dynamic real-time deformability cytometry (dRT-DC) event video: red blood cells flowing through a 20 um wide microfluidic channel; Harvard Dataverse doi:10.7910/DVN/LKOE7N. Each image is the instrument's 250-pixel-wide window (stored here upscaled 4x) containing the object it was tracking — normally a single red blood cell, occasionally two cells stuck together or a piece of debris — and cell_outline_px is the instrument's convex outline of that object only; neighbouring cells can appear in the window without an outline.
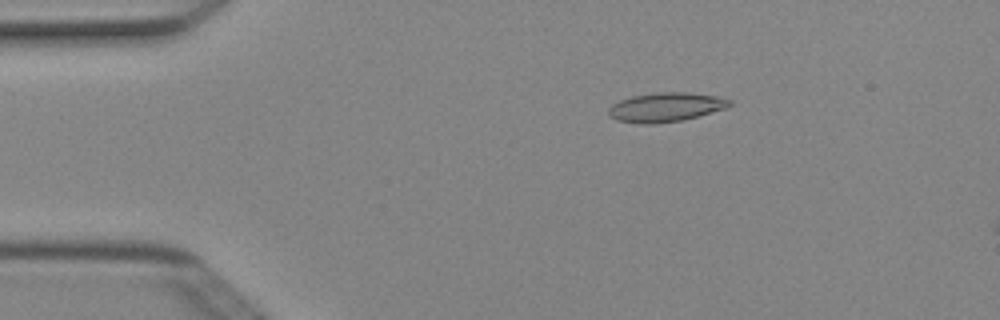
{"species": "Egyptian fruit bat (a non-hibernating species)", "species_latin": "Rousettus aegyptiacus", "temperature_condition": "cold", "stored_images_in_passage": 2, "camera_frame_rate_fps": 3000, "um_per_image_px": 0.085, "animal": {"sex": "female"}, "frame": {"image": 1, "passage_image": 1, "time_ms": 0.0, "image_size_px": [1000, 320], "cell_outline_px": [[732, 104], [728, 108], [680, 120], [652, 124], [644, 124], [616, 120], [608, 116], [608, 108], [612, 104], [620, 100], [632, 96], [656, 92], [688, 92], [716, 96], [732, 100]], "centroid_in_image_um": [56.57, 9.1], "position_along_channel_um": 28.4, "area_um2": 20.58}}